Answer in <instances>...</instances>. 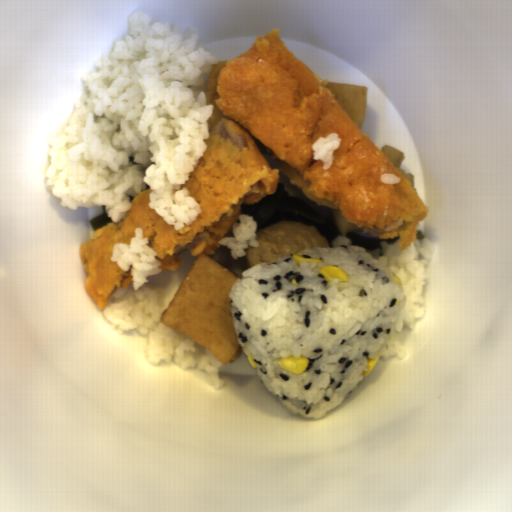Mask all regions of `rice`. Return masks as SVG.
I'll use <instances>...</instances> for the list:
<instances>
[{"label":"rice","instance_id":"rice-1","mask_svg":"<svg viewBox=\"0 0 512 512\" xmlns=\"http://www.w3.org/2000/svg\"><path fill=\"white\" fill-rule=\"evenodd\" d=\"M219 62L194 27L134 10L125 35L79 77L83 93L49 141L44 178L57 204L102 206L116 223L149 189L148 208L176 231L199 218L182 185L208 148V75Z\"/></svg>","mask_w":512,"mask_h":512},{"label":"rice","instance_id":"rice-2","mask_svg":"<svg viewBox=\"0 0 512 512\" xmlns=\"http://www.w3.org/2000/svg\"><path fill=\"white\" fill-rule=\"evenodd\" d=\"M260 262L236 278L227 297L238 344L252 356L256 376L290 414L324 417L354 390L394 331L407 297L396 273L358 245L308 247ZM334 265L349 281L326 282L320 267ZM397 276V275H396ZM398 277V276H397ZM309 359L304 373L277 360Z\"/></svg>","mask_w":512,"mask_h":512},{"label":"rice","instance_id":"rice-3","mask_svg":"<svg viewBox=\"0 0 512 512\" xmlns=\"http://www.w3.org/2000/svg\"><path fill=\"white\" fill-rule=\"evenodd\" d=\"M149 244L142 227H136L129 243L113 245L112 262L130 272L132 281L125 288H117L101 312L114 331L138 332L144 337L143 353L149 365L200 368L209 384L220 389L224 383L221 376L223 361L201 344L161 322L163 294L150 280L162 273V261Z\"/></svg>","mask_w":512,"mask_h":512},{"label":"rice","instance_id":"rice-4","mask_svg":"<svg viewBox=\"0 0 512 512\" xmlns=\"http://www.w3.org/2000/svg\"><path fill=\"white\" fill-rule=\"evenodd\" d=\"M435 247L428 239H415L400 251L399 242H380V249L370 252L375 260L391 269L401 282L406 300L396 318L393 331L380 349V359H403L406 356L401 335L406 330H414L416 322L424 317L426 306L424 287L427 283L428 265Z\"/></svg>","mask_w":512,"mask_h":512},{"label":"rice","instance_id":"rice-5","mask_svg":"<svg viewBox=\"0 0 512 512\" xmlns=\"http://www.w3.org/2000/svg\"><path fill=\"white\" fill-rule=\"evenodd\" d=\"M218 243L227 247L233 259L243 257L248 248H257L260 245L256 221L251 216L240 214L232 225L230 235L223 237Z\"/></svg>","mask_w":512,"mask_h":512},{"label":"rice","instance_id":"rice-6","mask_svg":"<svg viewBox=\"0 0 512 512\" xmlns=\"http://www.w3.org/2000/svg\"><path fill=\"white\" fill-rule=\"evenodd\" d=\"M341 139L337 133L320 137L310 146L314 160L323 163L324 171L333 164L334 151L340 147Z\"/></svg>","mask_w":512,"mask_h":512},{"label":"rice","instance_id":"rice-7","mask_svg":"<svg viewBox=\"0 0 512 512\" xmlns=\"http://www.w3.org/2000/svg\"><path fill=\"white\" fill-rule=\"evenodd\" d=\"M380 179L383 184H391V185L400 183V181H401L400 177H398L397 175L392 174L390 172L387 174H382Z\"/></svg>","mask_w":512,"mask_h":512},{"label":"rice","instance_id":"rice-8","mask_svg":"<svg viewBox=\"0 0 512 512\" xmlns=\"http://www.w3.org/2000/svg\"><path fill=\"white\" fill-rule=\"evenodd\" d=\"M344 245H352L351 239L345 238L343 236H338L332 242L331 247H339Z\"/></svg>","mask_w":512,"mask_h":512}]
</instances>
